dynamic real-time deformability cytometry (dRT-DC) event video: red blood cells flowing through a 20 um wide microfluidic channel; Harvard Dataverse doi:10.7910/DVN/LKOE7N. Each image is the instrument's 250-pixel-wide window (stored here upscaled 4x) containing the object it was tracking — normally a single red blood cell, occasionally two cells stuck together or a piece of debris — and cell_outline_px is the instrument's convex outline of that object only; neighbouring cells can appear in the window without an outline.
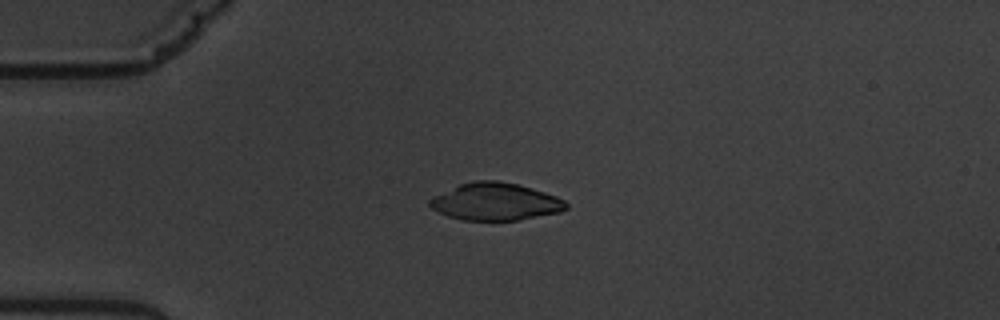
{"species": "common noctule bat (a hibernating species)", "species_latin": "Nyctalus noctula", "temperature_condition": "warm", "stored_images_in_passage": 3, "camera_frame_rate_fps": 3000, "um_per_image_px": 0.085, "animal": {"sex": "male", "body_mass_g": 19.5, "forearm_length_mm": 54.6}, "frame": {"image": 1, "passage_image": 1, "time_ms": 0.0, "image_size_px": [1000, 320], "cell_outline_px": [[568, 208], [560, 212], [520, 220], [460, 220], [448, 216], [432, 208], [428, 204], [428, 200], [432, 196], [460, 184], [476, 180], [500, 180], [520, 184], [556, 196], [564, 200], [568, 204]], "centroid_in_image_um": [42.11, 17.14], "position_along_channel_um": 42.9, "area_um2": 29.88}}